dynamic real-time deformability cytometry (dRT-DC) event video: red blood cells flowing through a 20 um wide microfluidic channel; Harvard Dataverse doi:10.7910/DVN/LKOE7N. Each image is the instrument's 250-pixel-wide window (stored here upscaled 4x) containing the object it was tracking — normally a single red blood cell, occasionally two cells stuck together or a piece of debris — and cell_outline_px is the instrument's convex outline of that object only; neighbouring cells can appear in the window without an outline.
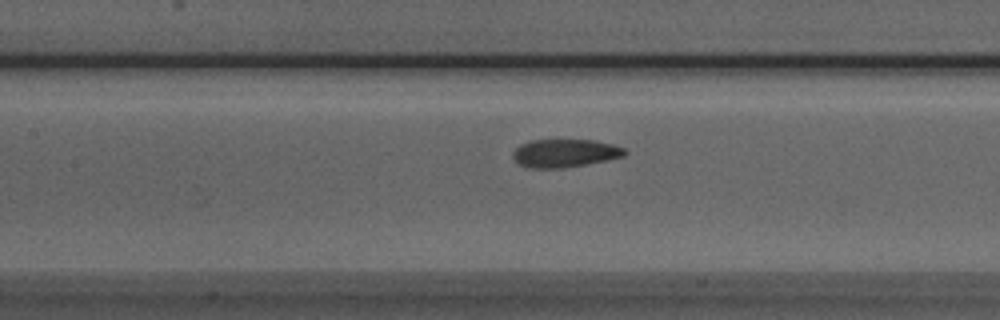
{"species": "Egyptian fruit bat (a non-hibernating species)", "species_latin": "Rousettus aegyptiacus", "temperature_condition": "room temperature", "stored_images_in_passage": 30, "camera_frame_rate_fps": 3000, "um_per_image_px": 0.085, "animal": {"sex": "male"}, "frame": {"image": 1, "passage_image": 8, "time_ms": 2.333, "image_size_px": [1000, 320], "cell_outline_px": [[628, 152], [624, 156], [564, 168], [528, 168], [520, 164], [512, 156], [512, 152], [520, 144], [532, 140], [596, 140], [612, 144], [624, 148]], "centroid_in_image_um": [48.0, 13.01], "position_along_channel_um": 159.4, "area_um2": 18.21}}
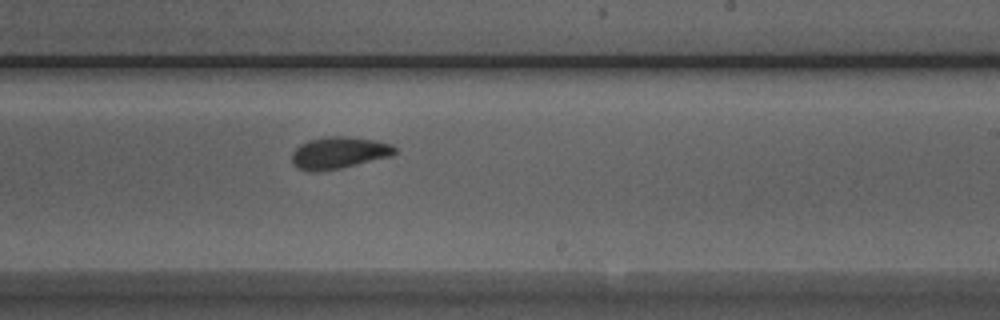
{"frame": {"image": 2, "passage_image": 16, "time_ms": 5.0, "image_size_px": [1000, 320], "cell_outline_px": [[396, 152], [392, 156], [340, 168], [316, 172], [312, 172], [300, 168], [292, 164], [292, 152], [300, 144], [308, 140], [328, 136], [348, 136], [376, 140], [392, 144], [396, 148]], "centroid_in_image_um": [28.81, 12.97], "position_along_channel_um": 260.2, "area_um2": 19.19}}
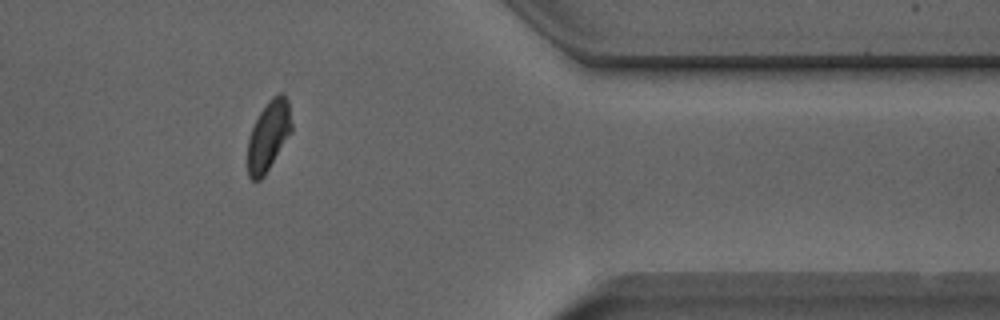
{"frame": {"image": 3, "passage_image": 28, "time_ms": 9.0, "image_size_px": [1000, 320], "cell_outline_px": [[292, 132], [264, 176], [260, 180], [252, 180], [248, 176], [248, 136], [260, 112], [268, 100], [272, 96], [280, 92], [284, 92], [288, 100], [292, 124]], "centroid_in_image_um": [22.84, 11.51], "position_along_channel_um": 388.6, "area_um2": 18.03}, "authors_computed_cell_mechanics": {"area_um2": 19.2763, "velocity_mm_per_s": 3.7966, "shape_relaxation_time_tau1_ms": 7.2612, "shape_relaxation_time_tau2_ms": 1.8641, "deformation_change_tau1": 0.1517, "deformation_change_tau2": 0.0562}}